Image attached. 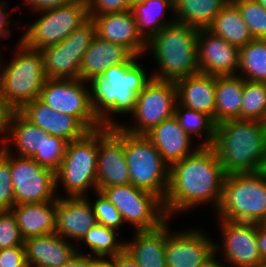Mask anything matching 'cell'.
<instances>
[{"mask_svg": "<svg viewBox=\"0 0 266 267\" xmlns=\"http://www.w3.org/2000/svg\"><path fill=\"white\" fill-rule=\"evenodd\" d=\"M6 3L5 2H0V39L2 38H7L10 36L11 29H9V22L10 20L8 19V15H10V13H12V10L10 12L6 11ZM5 10V11H4Z\"/></svg>", "mask_w": 266, "mask_h": 267, "instance_id": "48", "label": "cell"}, {"mask_svg": "<svg viewBox=\"0 0 266 267\" xmlns=\"http://www.w3.org/2000/svg\"><path fill=\"white\" fill-rule=\"evenodd\" d=\"M90 267H114L108 259H94Z\"/></svg>", "mask_w": 266, "mask_h": 267, "instance_id": "51", "label": "cell"}, {"mask_svg": "<svg viewBox=\"0 0 266 267\" xmlns=\"http://www.w3.org/2000/svg\"><path fill=\"white\" fill-rule=\"evenodd\" d=\"M167 221L156 229L134 230V238L125 242V250L139 267H167L165 261V242Z\"/></svg>", "mask_w": 266, "mask_h": 267, "instance_id": "26", "label": "cell"}, {"mask_svg": "<svg viewBox=\"0 0 266 267\" xmlns=\"http://www.w3.org/2000/svg\"><path fill=\"white\" fill-rule=\"evenodd\" d=\"M70 243L56 233L24 239L28 267H59L65 264L79 250L77 244Z\"/></svg>", "mask_w": 266, "mask_h": 267, "instance_id": "22", "label": "cell"}, {"mask_svg": "<svg viewBox=\"0 0 266 267\" xmlns=\"http://www.w3.org/2000/svg\"><path fill=\"white\" fill-rule=\"evenodd\" d=\"M216 254H214L210 259H208L202 266L200 267H226L223 265L220 260L216 259Z\"/></svg>", "mask_w": 266, "mask_h": 267, "instance_id": "50", "label": "cell"}, {"mask_svg": "<svg viewBox=\"0 0 266 267\" xmlns=\"http://www.w3.org/2000/svg\"><path fill=\"white\" fill-rule=\"evenodd\" d=\"M177 102L175 81L152 78L137 94L136 106L131 114L134 125L121 124L120 127L130 134L145 135L165 119L174 116Z\"/></svg>", "mask_w": 266, "mask_h": 267, "instance_id": "11", "label": "cell"}, {"mask_svg": "<svg viewBox=\"0 0 266 267\" xmlns=\"http://www.w3.org/2000/svg\"><path fill=\"white\" fill-rule=\"evenodd\" d=\"M10 173L15 204L43 203L57 199L55 172L38 164L33 158L12 156Z\"/></svg>", "mask_w": 266, "mask_h": 267, "instance_id": "13", "label": "cell"}, {"mask_svg": "<svg viewBox=\"0 0 266 267\" xmlns=\"http://www.w3.org/2000/svg\"><path fill=\"white\" fill-rule=\"evenodd\" d=\"M230 0H174L177 23L207 29Z\"/></svg>", "mask_w": 266, "mask_h": 267, "instance_id": "32", "label": "cell"}, {"mask_svg": "<svg viewBox=\"0 0 266 267\" xmlns=\"http://www.w3.org/2000/svg\"><path fill=\"white\" fill-rule=\"evenodd\" d=\"M207 30L239 48L254 39L242 19L239 9L231 0L215 17Z\"/></svg>", "mask_w": 266, "mask_h": 267, "instance_id": "31", "label": "cell"}, {"mask_svg": "<svg viewBox=\"0 0 266 267\" xmlns=\"http://www.w3.org/2000/svg\"><path fill=\"white\" fill-rule=\"evenodd\" d=\"M257 243L262 260H266V223L257 224Z\"/></svg>", "mask_w": 266, "mask_h": 267, "instance_id": "49", "label": "cell"}, {"mask_svg": "<svg viewBox=\"0 0 266 267\" xmlns=\"http://www.w3.org/2000/svg\"><path fill=\"white\" fill-rule=\"evenodd\" d=\"M167 220L165 261L167 267H200L215 254V241L203 230L170 232ZM214 241V242H213Z\"/></svg>", "mask_w": 266, "mask_h": 267, "instance_id": "17", "label": "cell"}, {"mask_svg": "<svg viewBox=\"0 0 266 267\" xmlns=\"http://www.w3.org/2000/svg\"><path fill=\"white\" fill-rule=\"evenodd\" d=\"M98 198L92 205L97 223L108 228L118 230L124 223L118 209L100 191H96Z\"/></svg>", "mask_w": 266, "mask_h": 267, "instance_id": "40", "label": "cell"}, {"mask_svg": "<svg viewBox=\"0 0 266 267\" xmlns=\"http://www.w3.org/2000/svg\"><path fill=\"white\" fill-rule=\"evenodd\" d=\"M174 12V0H146L131 7L138 32L148 41L165 26L176 22L175 18L164 19L166 11ZM163 19V20H162Z\"/></svg>", "mask_w": 266, "mask_h": 267, "instance_id": "29", "label": "cell"}, {"mask_svg": "<svg viewBox=\"0 0 266 267\" xmlns=\"http://www.w3.org/2000/svg\"><path fill=\"white\" fill-rule=\"evenodd\" d=\"M15 214L12 210L0 211V249L23 245Z\"/></svg>", "mask_w": 266, "mask_h": 267, "instance_id": "41", "label": "cell"}, {"mask_svg": "<svg viewBox=\"0 0 266 267\" xmlns=\"http://www.w3.org/2000/svg\"><path fill=\"white\" fill-rule=\"evenodd\" d=\"M134 56L125 46L95 36L81 60L79 79L89 82L111 66L127 64Z\"/></svg>", "mask_w": 266, "mask_h": 267, "instance_id": "24", "label": "cell"}, {"mask_svg": "<svg viewBox=\"0 0 266 267\" xmlns=\"http://www.w3.org/2000/svg\"><path fill=\"white\" fill-rule=\"evenodd\" d=\"M180 105L205 113L214 120L216 76L196 73L175 81Z\"/></svg>", "mask_w": 266, "mask_h": 267, "instance_id": "25", "label": "cell"}, {"mask_svg": "<svg viewBox=\"0 0 266 267\" xmlns=\"http://www.w3.org/2000/svg\"><path fill=\"white\" fill-rule=\"evenodd\" d=\"M266 145V124L227 120L216 125L215 149L226 175L258 172Z\"/></svg>", "mask_w": 266, "mask_h": 267, "instance_id": "3", "label": "cell"}, {"mask_svg": "<svg viewBox=\"0 0 266 267\" xmlns=\"http://www.w3.org/2000/svg\"><path fill=\"white\" fill-rule=\"evenodd\" d=\"M97 224L91 201L87 196L61 197L56 199L55 233L75 242Z\"/></svg>", "mask_w": 266, "mask_h": 267, "instance_id": "19", "label": "cell"}, {"mask_svg": "<svg viewBox=\"0 0 266 267\" xmlns=\"http://www.w3.org/2000/svg\"><path fill=\"white\" fill-rule=\"evenodd\" d=\"M89 16L120 13L131 10L129 0H87Z\"/></svg>", "mask_w": 266, "mask_h": 267, "instance_id": "42", "label": "cell"}, {"mask_svg": "<svg viewBox=\"0 0 266 267\" xmlns=\"http://www.w3.org/2000/svg\"><path fill=\"white\" fill-rule=\"evenodd\" d=\"M86 83L79 78L46 79L39 99L53 110L75 117L88 131L98 129L102 125L92 109Z\"/></svg>", "mask_w": 266, "mask_h": 267, "instance_id": "12", "label": "cell"}, {"mask_svg": "<svg viewBox=\"0 0 266 267\" xmlns=\"http://www.w3.org/2000/svg\"><path fill=\"white\" fill-rule=\"evenodd\" d=\"M119 236L117 230L104 225L96 224L91 227L79 241L88 246L92 254L84 253L94 259H109L125 250V241L116 239Z\"/></svg>", "mask_w": 266, "mask_h": 267, "instance_id": "33", "label": "cell"}, {"mask_svg": "<svg viewBox=\"0 0 266 267\" xmlns=\"http://www.w3.org/2000/svg\"><path fill=\"white\" fill-rule=\"evenodd\" d=\"M114 267H139L130 254L124 250L108 259Z\"/></svg>", "mask_w": 266, "mask_h": 267, "instance_id": "47", "label": "cell"}, {"mask_svg": "<svg viewBox=\"0 0 266 267\" xmlns=\"http://www.w3.org/2000/svg\"><path fill=\"white\" fill-rule=\"evenodd\" d=\"M174 116L177 118L182 129L190 137L196 135L199 139H202L204 134L206 140L199 143L200 146H213L215 141L216 124L209 115L186 108L177 102Z\"/></svg>", "mask_w": 266, "mask_h": 267, "instance_id": "35", "label": "cell"}, {"mask_svg": "<svg viewBox=\"0 0 266 267\" xmlns=\"http://www.w3.org/2000/svg\"><path fill=\"white\" fill-rule=\"evenodd\" d=\"M97 189L130 184L120 126L98 128Z\"/></svg>", "mask_w": 266, "mask_h": 267, "instance_id": "15", "label": "cell"}, {"mask_svg": "<svg viewBox=\"0 0 266 267\" xmlns=\"http://www.w3.org/2000/svg\"><path fill=\"white\" fill-rule=\"evenodd\" d=\"M35 12L42 16L23 32L20 41L39 51L62 42L90 19L87 0H70L65 5Z\"/></svg>", "mask_w": 266, "mask_h": 267, "instance_id": "9", "label": "cell"}, {"mask_svg": "<svg viewBox=\"0 0 266 267\" xmlns=\"http://www.w3.org/2000/svg\"><path fill=\"white\" fill-rule=\"evenodd\" d=\"M124 154L130 184L159 196L163 201L169 186L170 166L145 135L124 130Z\"/></svg>", "mask_w": 266, "mask_h": 267, "instance_id": "8", "label": "cell"}, {"mask_svg": "<svg viewBox=\"0 0 266 267\" xmlns=\"http://www.w3.org/2000/svg\"><path fill=\"white\" fill-rule=\"evenodd\" d=\"M134 56L127 64L109 67L89 81L90 102L94 114L103 127H116L121 123L111 118L112 113H133L137 94L152 79ZM140 64V65H139ZM149 76V77H148ZM111 114V116H110Z\"/></svg>", "mask_w": 266, "mask_h": 267, "instance_id": "2", "label": "cell"}, {"mask_svg": "<svg viewBox=\"0 0 266 267\" xmlns=\"http://www.w3.org/2000/svg\"><path fill=\"white\" fill-rule=\"evenodd\" d=\"M145 136L169 166L193 154L200 147L197 145L196 148L191 149L192 137L182 129L175 116L153 127Z\"/></svg>", "mask_w": 266, "mask_h": 267, "instance_id": "23", "label": "cell"}, {"mask_svg": "<svg viewBox=\"0 0 266 267\" xmlns=\"http://www.w3.org/2000/svg\"><path fill=\"white\" fill-rule=\"evenodd\" d=\"M67 141L61 137L48 135L41 140L40 149L33 159L54 172L60 167L65 154Z\"/></svg>", "mask_w": 266, "mask_h": 267, "instance_id": "38", "label": "cell"}, {"mask_svg": "<svg viewBox=\"0 0 266 267\" xmlns=\"http://www.w3.org/2000/svg\"><path fill=\"white\" fill-rule=\"evenodd\" d=\"M19 112L49 135L67 142L81 138L88 131L75 117L53 110L39 98L26 103Z\"/></svg>", "mask_w": 266, "mask_h": 267, "instance_id": "21", "label": "cell"}, {"mask_svg": "<svg viewBox=\"0 0 266 267\" xmlns=\"http://www.w3.org/2000/svg\"><path fill=\"white\" fill-rule=\"evenodd\" d=\"M244 79L237 75L216 76L214 122L240 120Z\"/></svg>", "mask_w": 266, "mask_h": 267, "instance_id": "28", "label": "cell"}, {"mask_svg": "<svg viewBox=\"0 0 266 267\" xmlns=\"http://www.w3.org/2000/svg\"><path fill=\"white\" fill-rule=\"evenodd\" d=\"M254 39H266V9L257 0H231Z\"/></svg>", "mask_w": 266, "mask_h": 267, "instance_id": "37", "label": "cell"}, {"mask_svg": "<svg viewBox=\"0 0 266 267\" xmlns=\"http://www.w3.org/2000/svg\"><path fill=\"white\" fill-rule=\"evenodd\" d=\"M82 252L83 251L77 250V253L72 256V258L68 262L59 267H90L91 262L94 260V258L88 255H84Z\"/></svg>", "mask_w": 266, "mask_h": 267, "instance_id": "46", "label": "cell"}, {"mask_svg": "<svg viewBox=\"0 0 266 267\" xmlns=\"http://www.w3.org/2000/svg\"><path fill=\"white\" fill-rule=\"evenodd\" d=\"M95 36V24L89 19L62 42L41 49L47 79L79 78L81 60Z\"/></svg>", "mask_w": 266, "mask_h": 267, "instance_id": "14", "label": "cell"}, {"mask_svg": "<svg viewBox=\"0 0 266 267\" xmlns=\"http://www.w3.org/2000/svg\"><path fill=\"white\" fill-rule=\"evenodd\" d=\"M199 73L213 76L237 75L240 48L207 29H200L197 38Z\"/></svg>", "mask_w": 266, "mask_h": 267, "instance_id": "18", "label": "cell"}, {"mask_svg": "<svg viewBox=\"0 0 266 267\" xmlns=\"http://www.w3.org/2000/svg\"><path fill=\"white\" fill-rule=\"evenodd\" d=\"M216 212L219 219L266 223V176L259 172L226 175Z\"/></svg>", "mask_w": 266, "mask_h": 267, "instance_id": "5", "label": "cell"}, {"mask_svg": "<svg viewBox=\"0 0 266 267\" xmlns=\"http://www.w3.org/2000/svg\"><path fill=\"white\" fill-rule=\"evenodd\" d=\"M199 30L182 23L165 26L147 41L159 72L150 75L157 80L176 81L199 72L197 38Z\"/></svg>", "mask_w": 266, "mask_h": 267, "instance_id": "4", "label": "cell"}, {"mask_svg": "<svg viewBox=\"0 0 266 267\" xmlns=\"http://www.w3.org/2000/svg\"><path fill=\"white\" fill-rule=\"evenodd\" d=\"M89 18L94 22L96 36L100 39L121 44L140 58L146 53L147 41L138 32L131 10Z\"/></svg>", "mask_w": 266, "mask_h": 267, "instance_id": "20", "label": "cell"}, {"mask_svg": "<svg viewBox=\"0 0 266 267\" xmlns=\"http://www.w3.org/2000/svg\"><path fill=\"white\" fill-rule=\"evenodd\" d=\"M146 0H129L130 2V6L132 7L133 5L137 4V3H142Z\"/></svg>", "mask_w": 266, "mask_h": 267, "instance_id": "53", "label": "cell"}, {"mask_svg": "<svg viewBox=\"0 0 266 267\" xmlns=\"http://www.w3.org/2000/svg\"><path fill=\"white\" fill-rule=\"evenodd\" d=\"M266 115V83L244 79L240 120H256L264 123Z\"/></svg>", "mask_w": 266, "mask_h": 267, "instance_id": "36", "label": "cell"}, {"mask_svg": "<svg viewBox=\"0 0 266 267\" xmlns=\"http://www.w3.org/2000/svg\"><path fill=\"white\" fill-rule=\"evenodd\" d=\"M48 135L46 131L32 124L19 111H15L11 117L7 140L2 146L11 148L14 144L17 156L33 158L40 149L41 140Z\"/></svg>", "mask_w": 266, "mask_h": 267, "instance_id": "30", "label": "cell"}, {"mask_svg": "<svg viewBox=\"0 0 266 267\" xmlns=\"http://www.w3.org/2000/svg\"><path fill=\"white\" fill-rule=\"evenodd\" d=\"M239 71L245 80L266 83V39H253L240 48Z\"/></svg>", "mask_w": 266, "mask_h": 267, "instance_id": "34", "label": "cell"}, {"mask_svg": "<svg viewBox=\"0 0 266 267\" xmlns=\"http://www.w3.org/2000/svg\"><path fill=\"white\" fill-rule=\"evenodd\" d=\"M258 172L266 176V145H265L264 155H263Z\"/></svg>", "mask_w": 266, "mask_h": 267, "instance_id": "52", "label": "cell"}, {"mask_svg": "<svg viewBox=\"0 0 266 267\" xmlns=\"http://www.w3.org/2000/svg\"><path fill=\"white\" fill-rule=\"evenodd\" d=\"M223 246L215 242V254L235 267H256L261 261L257 243V223L234 222L219 219ZM219 250V252H218Z\"/></svg>", "mask_w": 266, "mask_h": 267, "instance_id": "16", "label": "cell"}, {"mask_svg": "<svg viewBox=\"0 0 266 267\" xmlns=\"http://www.w3.org/2000/svg\"><path fill=\"white\" fill-rule=\"evenodd\" d=\"M226 174L212 146H200L193 154L170 166L169 186L163 201L165 213H176L204 206L209 202L216 211ZM172 215V216H170Z\"/></svg>", "mask_w": 266, "mask_h": 267, "instance_id": "1", "label": "cell"}, {"mask_svg": "<svg viewBox=\"0 0 266 267\" xmlns=\"http://www.w3.org/2000/svg\"><path fill=\"white\" fill-rule=\"evenodd\" d=\"M256 267H266V260H262Z\"/></svg>", "mask_w": 266, "mask_h": 267, "instance_id": "55", "label": "cell"}, {"mask_svg": "<svg viewBox=\"0 0 266 267\" xmlns=\"http://www.w3.org/2000/svg\"><path fill=\"white\" fill-rule=\"evenodd\" d=\"M258 3L266 9V0H257Z\"/></svg>", "mask_w": 266, "mask_h": 267, "instance_id": "54", "label": "cell"}, {"mask_svg": "<svg viewBox=\"0 0 266 267\" xmlns=\"http://www.w3.org/2000/svg\"><path fill=\"white\" fill-rule=\"evenodd\" d=\"M98 129L87 131L81 138L67 142L60 167L55 171L67 197L87 196L89 188L97 189Z\"/></svg>", "mask_w": 266, "mask_h": 267, "instance_id": "7", "label": "cell"}, {"mask_svg": "<svg viewBox=\"0 0 266 267\" xmlns=\"http://www.w3.org/2000/svg\"><path fill=\"white\" fill-rule=\"evenodd\" d=\"M16 110L5 100V98L0 93V146L4 145L7 140L10 128V121L13 113Z\"/></svg>", "mask_w": 266, "mask_h": 267, "instance_id": "44", "label": "cell"}, {"mask_svg": "<svg viewBox=\"0 0 266 267\" xmlns=\"http://www.w3.org/2000/svg\"><path fill=\"white\" fill-rule=\"evenodd\" d=\"M70 0H25L34 12L65 5Z\"/></svg>", "mask_w": 266, "mask_h": 267, "instance_id": "45", "label": "cell"}, {"mask_svg": "<svg viewBox=\"0 0 266 267\" xmlns=\"http://www.w3.org/2000/svg\"><path fill=\"white\" fill-rule=\"evenodd\" d=\"M0 267H28L24 245L0 249Z\"/></svg>", "mask_w": 266, "mask_h": 267, "instance_id": "43", "label": "cell"}, {"mask_svg": "<svg viewBox=\"0 0 266 267\" xmlns=\"http://www.w3.org/2000/svg\"><path fill=\"white\" fill-rule=\"evenodd\" d=\"M11 210L23 239L55 233L56 199L43 203L14 204Z\"/></svg>", "mask_w": 266, "mask_h": 267, "instance_id": "27", "label": "cell"}, {"mask_svg": "<svg viewBox=\"0 0 266 267\" xmlns=\"http://www.w3.org/2000/svg\"><path fill=\"white\" fill-rule=\"evenodd\" d=\"M16 43L17 55L7 66L1 63L0 55V93L19 111L26 103L40 97L47 77L41 52L27 48L20 39Z\"/></svg>", "mask_w": 266, "mask_h": 267, "instance_id": "6", "label": "cell"}, {"mask_svg": "<svg viewBox=\"0 0 266 267\" xmlns=\"http://www.w3.org/2000/svg\"><path fill=\"white\" fill-rule=\"evenodd\" d=\"M15 204L10 173V152L0 146V210H11Z\"/></svg>", "mask_w": 266, "mask_h": 267, "instance_id": "39", "label": "cell"}, {"mask_svg": "<svg viewBox=\"0 0 266 267\" xmlns=\"http://www.w3.org/2000/svg\"><path fill=\"white\" fill-rule=\"evenodd\" d=\"M101 192L135 231L156 229L169 219L163 200L149 191L126 184L105 187Z\"/></svg>", "mask_w": 266, "mask_h": 267, "instance_id": "10", "label": "cell"}]
</instances>
